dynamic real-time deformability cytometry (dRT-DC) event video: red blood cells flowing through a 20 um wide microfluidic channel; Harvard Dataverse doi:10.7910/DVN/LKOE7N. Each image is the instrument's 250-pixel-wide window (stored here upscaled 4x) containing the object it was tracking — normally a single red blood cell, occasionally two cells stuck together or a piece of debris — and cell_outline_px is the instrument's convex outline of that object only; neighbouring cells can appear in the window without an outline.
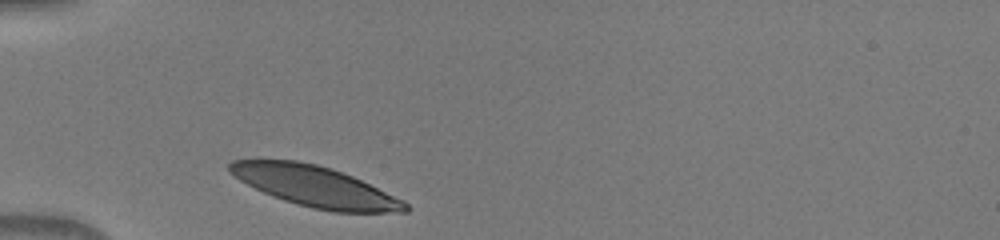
{"species": "human", "species_latin": "Homo sapiens", "temperature_condition": "warm", "stored_images_in_passage": 29, "camera_frame_rate_fps": 3000, "um_per_image_px": 0.085, "donor": {"sex": "male"}, "frame": {"image": 1, "passage_image": 1, "time_ms": 0.0, "image_size_px": [1000, 240], "cell_outline_px": [[408, 212], [332, 212], [312, 208], [284, 200], [272, 196], [240, 180], [228, 172], [228, 164], [232, 160], [256, 156], [296, 160], [316, 164], [332, 168], [352, 176], [404, 200], [408, 204]], "centroid_in_image_um": [26.69, 15.79], "position_along_channel_um": 58.3, "area_um2": 42.25}}
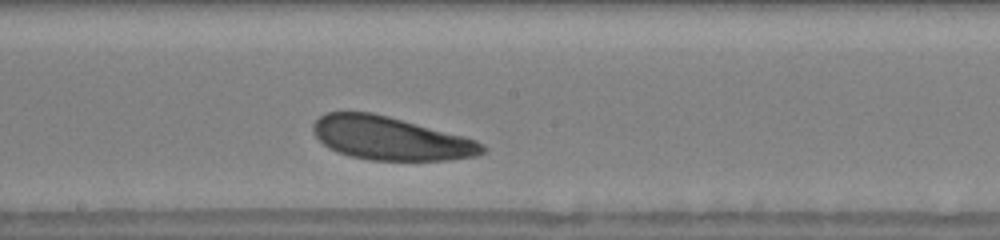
{"frame": {"image": 2, "passage_image": 14, "time_ms": 4.333, "image_size_px": [1000, 240], "cell_outline_px": [[488, 148], [484, 152], [476, 156], [444, 160], [372, 160], [352, 156], [336, 152], [328, 148], [312, 132], [312, 124], [320, 116], [328, 112], [372, 112], [388, 116], [476, 140], [484, 144]], "centroid_in_image_um": [33.17, 11.76], "position_along_channel_um": 215.0, "area_um2": 42.37}}
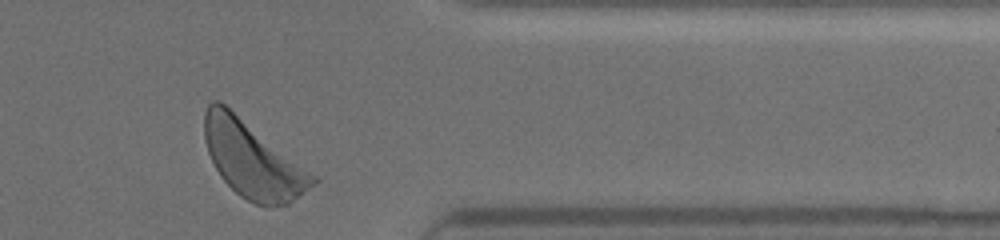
{"frame": {"image": 3, "passage_image": 28, "time_ms": 9.0, "image_size_px": [1000, 240], "cell_outline_px": [[320, 180], [316, 184], [288, 204], [268, 208], [256, 204], [240, 196], [220, 176], [208, 152], [204, 140], [204, 112], [208, 104], [212, 100], [220, 100], [316, 176]], "centroid_in_image_um": [21.46, 13.58], "position_along_channel_um": 389.9, "area_um2": 47.86}}